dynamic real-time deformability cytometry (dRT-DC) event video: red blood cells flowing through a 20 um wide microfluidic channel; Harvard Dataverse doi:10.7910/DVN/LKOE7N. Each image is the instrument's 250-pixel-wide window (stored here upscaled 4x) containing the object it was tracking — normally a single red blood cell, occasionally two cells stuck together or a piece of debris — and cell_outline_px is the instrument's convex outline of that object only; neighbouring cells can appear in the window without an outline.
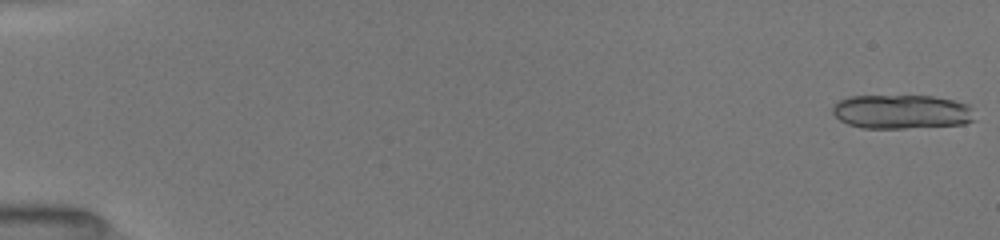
{"species": "common noctule bat (a hibernating species)", "species_latin": "Nyctalus noctula", "temperature_condition": "room temperature", "stored_images_in_passage": 40, "segment_of_instrument_passage": [1, 2], "camera_frame_rate_fps": 3000, "um_per_image_px": 0.085, "animal": {"sex": "female", "body_mass_g": 19.5, "forearm_length_mm": 54.1}, "frame": {"image": 1, "passage_image": 1, "time_ms": 0.0, "image_size_px": [1000, 240], "cell_outline_px": [[976, 120], [964, 124], [904, 128], [860, 128], [848, 124], [840, 120], [832, 112], [832, 104], [848, 96], [932, 96], [956, 100], [968, 104], [972, 108]], "centroid_in_image_um": [76.65, 9.49], "position_along_channel_um": 8.3, "area_um2": 28.55}}